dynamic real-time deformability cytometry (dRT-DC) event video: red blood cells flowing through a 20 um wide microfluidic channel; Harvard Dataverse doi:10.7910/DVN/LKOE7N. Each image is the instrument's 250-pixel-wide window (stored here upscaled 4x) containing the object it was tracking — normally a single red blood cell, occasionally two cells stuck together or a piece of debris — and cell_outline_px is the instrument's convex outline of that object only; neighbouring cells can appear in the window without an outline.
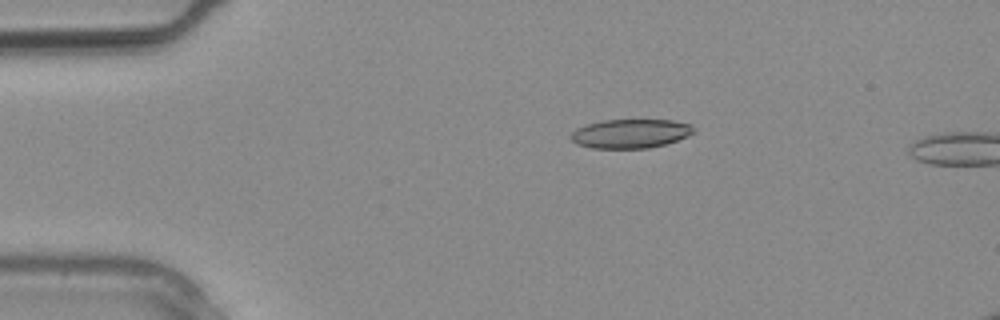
{"species": "common noctule bat (a hibernating species)", "species_latin": "Nyctalus noctula", "temperature_condition": "warm", "stored_images_in_passage": 3, "camera_frame_rate_fps": 3000, "um_per_image_px": 0.085, "animal": {"sex": "male", "body_mass_g": 20.4}, "frame": {"image": 1, "passage_image": 2, "time_ms": 0.333, "image_size_px": [1000, 320], "cell_outline_px": [[696, 132], [688, 136], [664, 144], [648, 148], [592, 148], [576, 144], [568, 136], [576, 128], [588, 124], [604, 120], [672, 120], [692, 124], [696, 128]], "centroid_in_image_um": [53.61, 11.35], "position_along_channel_um": 31.4, "area_um2": 20.87}}